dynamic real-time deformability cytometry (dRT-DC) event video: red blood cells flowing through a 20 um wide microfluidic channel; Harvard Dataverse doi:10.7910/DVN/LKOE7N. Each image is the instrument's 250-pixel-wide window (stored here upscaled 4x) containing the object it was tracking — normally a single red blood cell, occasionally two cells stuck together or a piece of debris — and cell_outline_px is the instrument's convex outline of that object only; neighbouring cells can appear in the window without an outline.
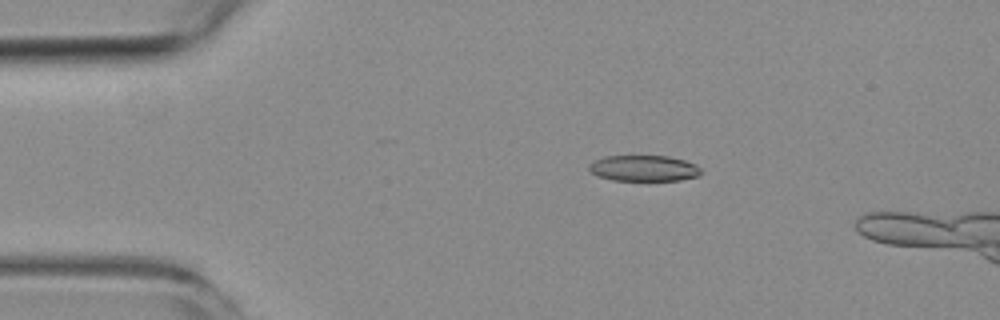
{"species": "common noctule bat (a hibernating species)", "species_latin": "Nyctalus noctula", "temperature_condition": "room temperature", "stored_images_in_passage": 4, "camera_frame_rate_fps": 3000, "um_per_image_px": 0.085, "animal": {"sex": "female", "body_mass_g": 19.3, "forearm_length_mm": 54.1}, "frame": {"image": 1, "passage_image": 2, "time_ms": 1.333, "image_size_px": [1000, 320], "cell_outline_px": [[700, 176], [680, 180], [612, 180], [596, 176], [588, 168], [588, 164], [604, 156], [668, 156], [684, 160], [696, 164], [700, 168]], "centroid_in_image_um": [54.72, 14.3], "position_along_channel_um": 30.3, "area_um2": 16.94}}